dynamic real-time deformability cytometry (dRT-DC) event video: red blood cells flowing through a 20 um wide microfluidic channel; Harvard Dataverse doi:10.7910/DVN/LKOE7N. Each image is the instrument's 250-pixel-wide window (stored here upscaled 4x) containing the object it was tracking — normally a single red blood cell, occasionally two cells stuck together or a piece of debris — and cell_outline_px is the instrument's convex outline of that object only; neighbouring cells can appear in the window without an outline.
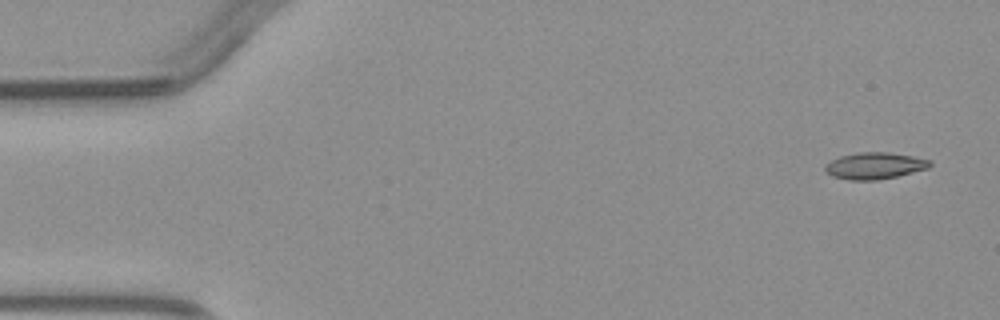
{"species": "common noctule bat (a hibernating species)", "species_latin": "Nyctalus noctula", "temperature_condition": "warm", "stored_images_in_passage": 4, "camera_frame_rate_fps": 3000, "um_per_image_px": 0.085, "animal": {"sex": "male", "body_mass_g": 23.1, "forearm_length_mm": 52.7}, "frame": {"image": 1, "passage_image": 1, "time_ms": 0.0, "image_size_px": [1000, 320], "cell_outline_px": [[932, 164], [928, 168], [896, 176], [876, 180], [848, 180], [832, 176], [824, 168], [824, 164], [840, 156], [856, 152], [888, 152], [912, 156], [932, 160]], "centroid_in_image_um": [74.34, 14.08], "position_along_channel_um": 10.7, "area_um2": 16.24}}
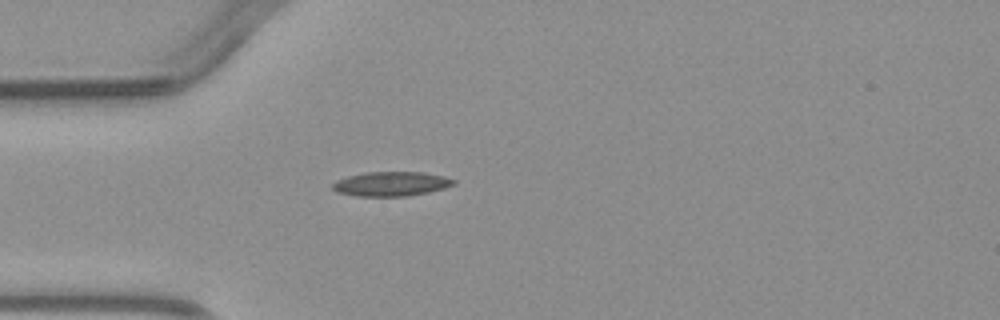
{"frame": {"image": 2, "passage_image": 4, "time_ms": 3.667, "image_size_px": [1000, 320], "cell_outline_px": [[456, 184], [444, 188], [428, 192], [408, 196], [356, 196], [336, 192], [332, 188], [332, 184], [336, 180], [348, 176], [364, 172], [424, 172], [444, 176], [456, 180]], "centroid_in_image_um": [33.25, 15.62], "position_along_channel_um": 51.8, "area_um2": 17.34}}